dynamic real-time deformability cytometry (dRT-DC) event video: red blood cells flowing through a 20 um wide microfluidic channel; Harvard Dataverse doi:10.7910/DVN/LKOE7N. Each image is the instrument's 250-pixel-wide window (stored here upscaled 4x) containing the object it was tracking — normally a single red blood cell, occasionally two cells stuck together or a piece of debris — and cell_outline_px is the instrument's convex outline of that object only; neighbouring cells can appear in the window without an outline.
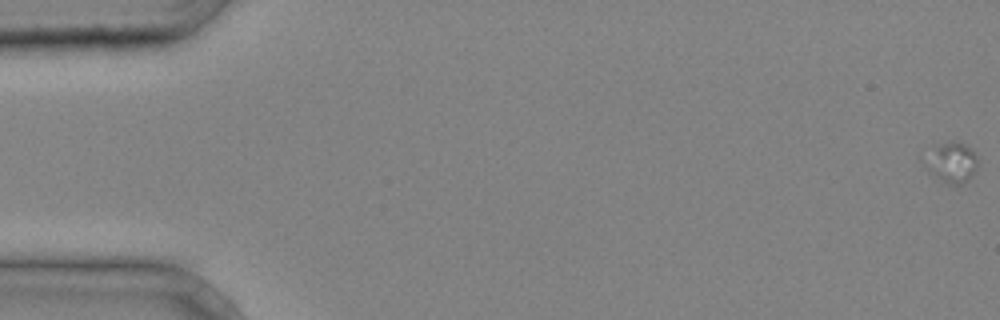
{"species": "common noctule bat (a hibernating species)", "species_latin": "Nyctalus noctula", "temperature_condition": "cold", "stored_images_in_passage": 10, "camera_frame_rate_fps": 3000, "um_per_image_px": 0.085, "animal": {"sex": "male", "body_mass_g": 20.4}, "frame": {"image": 1, "passage_image": 1, "time_ms": 0.0, "image_size_px": [1000, 320], "cell_outline_px": [[976, 168], [968, 180], [960, 184], [948, 184], [936, 176], [928, 168], [936, 144], [952, 140], [956, 140], [972, 148], [976, 156]], "centroid_in_image_um": [81.01, 13.78], "position_along_channel_um": 4.0, "area_um2": 11.56}}